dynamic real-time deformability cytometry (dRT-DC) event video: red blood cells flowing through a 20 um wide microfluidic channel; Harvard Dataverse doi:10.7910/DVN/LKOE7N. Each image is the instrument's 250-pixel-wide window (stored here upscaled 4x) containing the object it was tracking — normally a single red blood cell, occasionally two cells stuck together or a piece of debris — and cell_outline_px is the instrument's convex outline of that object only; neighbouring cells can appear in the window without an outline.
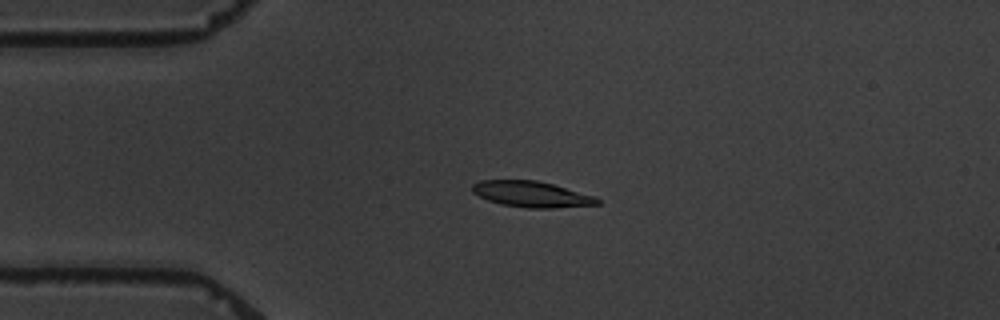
{"species": "common noctule bat (a hibernating species)", "species_latin": "Nyctalus noctula", "temperature_condition": "warm", "stored_images_in_passage": 6, "camera_frame_rate_fps": 3000, "um_per_image_px": 0.085, "animal": {"sex": "male", "body_mass_g": 19.5, "forearm_length_mm": 54.6}, "frame": {"image": 1, "passage_image": 4, "time_ms": 3.667, "image_size_px": [1000, 320], "cell_outline_px": [[600, 204], [556, 208], [528, 208], [500, 204], [488, 200], [472, 192], [472, 184], [480, 180], [536, 180], [552, 184], [596, 196], [600, 200]], "centroid_in_image_um": [45.19, 16.51], "position_along_channel_um": 39.8, "area_um2": 18.9}}
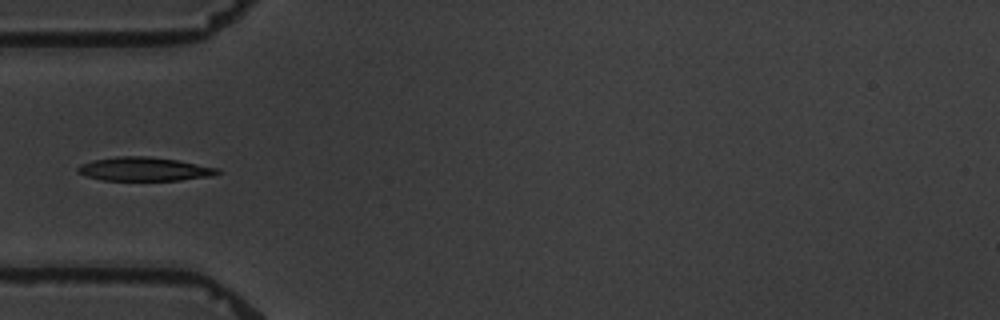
{"frame": {"image": 2, "passage_image": 5, "time_ms": 5.333, "image_size_px": [1000, 320], "cell_outline_px": [[224, 172], [212, 176], [180, 180], [104, 180], [88, 176], [76, 172], [76, 168], [80, 164], [92, 160], [116, 156], [148, 156], [180, 160], [220, 168]], "centroid_in_image_um": [12.32, 14.36], "position_along_channel_um": 72.7, "area_um2": 19.59}}
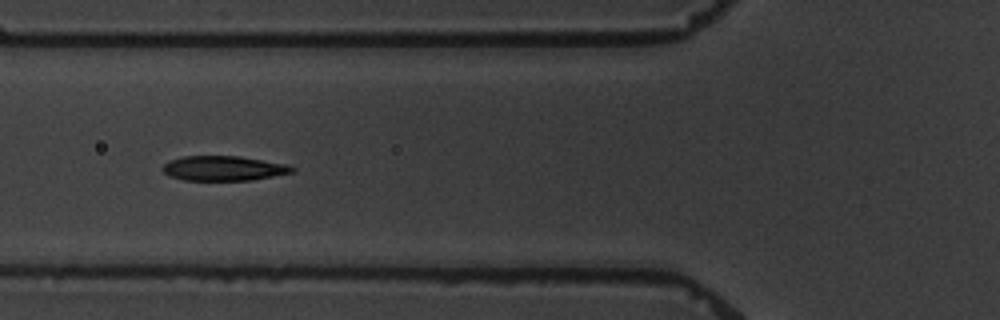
{"frame": {"image": 3, "passage_image": 6, "time_ms": 6.333, "image_size_px": [1000, 320], "cell_outline_px": [[296, 172], [252, 180], [184, 180], [168, 176], [160, 168], [168, 160], [184, 156], [240, 156], [288, 164], [296, 168]], "centroid_in_image_um": [19.02, 14.3], "position_along_channel_um": 106.8, "area_um2": 18.96}}